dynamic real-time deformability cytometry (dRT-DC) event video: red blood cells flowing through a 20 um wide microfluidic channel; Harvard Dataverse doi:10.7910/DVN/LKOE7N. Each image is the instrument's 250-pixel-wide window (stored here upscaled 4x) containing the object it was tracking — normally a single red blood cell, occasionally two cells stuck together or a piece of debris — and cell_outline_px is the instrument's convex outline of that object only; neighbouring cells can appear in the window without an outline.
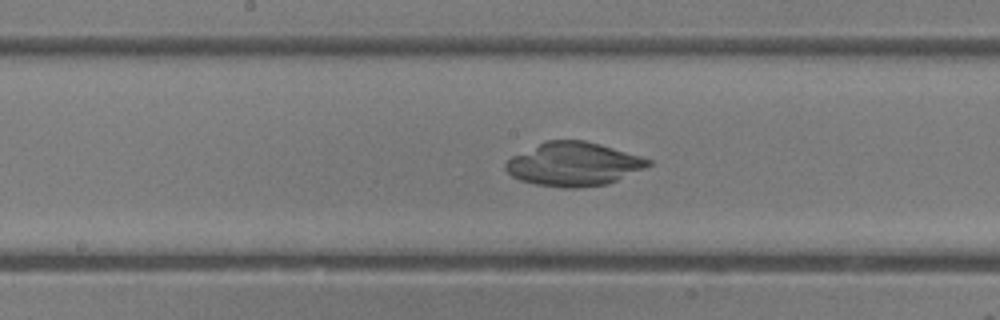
{"species": "common noctule bat (a hibernating species)", "species_latin": "Nyctalus noctula", "temperature_condition": "room temperature", "stored_images_in_passage": 46, "camera_frame_rate_fps": 3000, "um_per_image_px": 0.085, "animal": {"sex": "female"}, "frame": {"image": 1, "passage_image": 24, "time_ms": 7.667, "image_size_px": [1000, 320], "cell_outline_px": [[652, 164], [644, 168], [608, 184], [576, 188], [560, 188], [536, 184], [520, 180], [512, 176], [504, 168], [504, 164], [512, 156], [548, 140], [584, 140], [600, 144], [640, 156], [652, 160]], "centroid_in_image_um": [48.75, 13.96], "position_along_channel_um": 199.5, "area_um2": 36.01}}
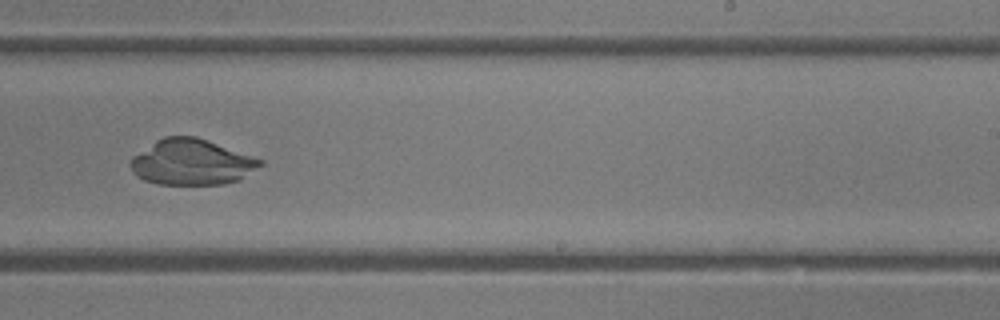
{"frame": {"image": 2, "passage_image": 29, "time_ms": 9.333, "image_size_px": [1000, 320], "cell_outline_px": [[264, 164], [240, 180], [224, 184], [156, 184], [144, 180], [136, 176], [128, 164], [132, 156], [156, 140], [164, 136], [196, 136], [264, 160]], "centroid_in_image_um": [16.28, 13.78], "position_along_channel_um": 272.7, "area_um2": 34.74}}
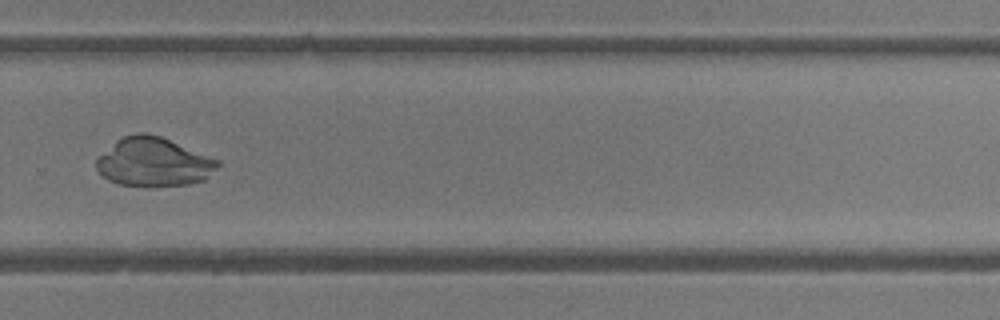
{"frame": {"image": 3, "passage_image": 32, "time_ms": 10.333, "image_size_px": [1000, 320], "cell_outline_px": [[220, 164], [204, 180], [188, 184], [120, 184], [108, 180], [96, 168], [96, 160], [116, 140], [124, 136], [136, 132], [144, 132], [160, 136], [220, 160]], "centroid_in_image_um": [13.07, 13.73], "position_along_channel_um": 316.7, "area_um2": 33.64}}